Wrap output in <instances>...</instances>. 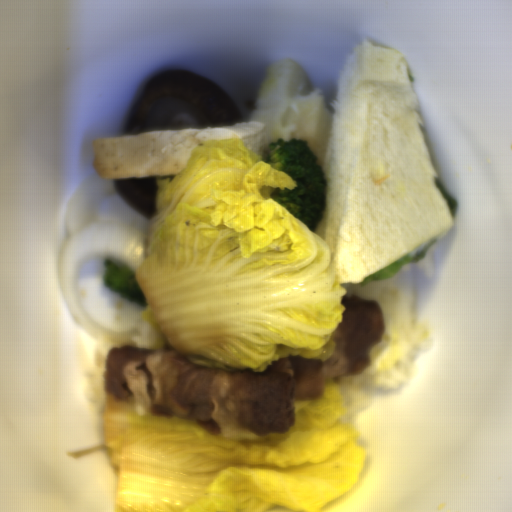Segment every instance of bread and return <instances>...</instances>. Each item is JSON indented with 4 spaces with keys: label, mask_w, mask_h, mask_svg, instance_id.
Segmentation results:
<instances>
[{
    "label": "bread",
    "mask_w": 512,
    "mask_h": 512,
    "mask_svg": "<svg viewBox=\"0 0 512 512\" xmlns=\"http://www.w3.org/2000/svg\"><path fill=\"white\" fill-rule=\"evenodd\" d=\"M248 120L268 145L306 140L327 186L315 232L339 284H361L452 226L398 49L363 41L347 56L335 97L314 91L296 60L270 65ZM247 120V121H248Z\"/></svg>",
    "instance_id": "obj_1"
}]
</instances>
